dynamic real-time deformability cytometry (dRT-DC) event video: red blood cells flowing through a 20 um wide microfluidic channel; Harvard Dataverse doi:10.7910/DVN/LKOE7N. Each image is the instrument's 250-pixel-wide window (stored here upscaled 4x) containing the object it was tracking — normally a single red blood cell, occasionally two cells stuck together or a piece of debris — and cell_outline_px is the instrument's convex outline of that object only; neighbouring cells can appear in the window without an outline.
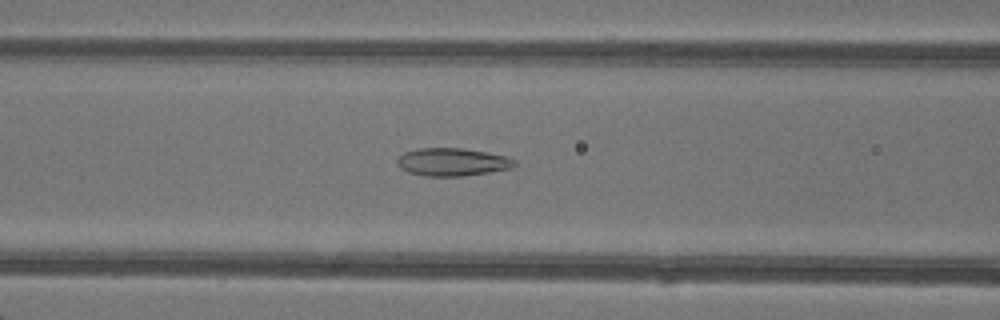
{"species": "common noctule bat (a hibernating species)", "species_latin": "Nyctalus noctula", "temperature_condition": "warm", "stored_images_in_passage": 35, "camera_frame_rate_fps": 3000, "um_per_image_px": 0.085, "animal": {"sex": "female"}, "frame": {"image": 1, "passage_image": 7, "time_ms": 2.0, "image_size_px": [1000, 320], "cell_outline_px": [[516, 164], [512, 168], [488, 172], [460, 176], [428, 176], [408, 172], [400, 168], [396, 164], [396, 160], [404, 152], [416, 148], [464, 148], [508, 156], [516, 160]], "centroid_in_image_um": [38.44, 13.76], "position_along_channel_um": 128.2, "area_um2": 19.13}}
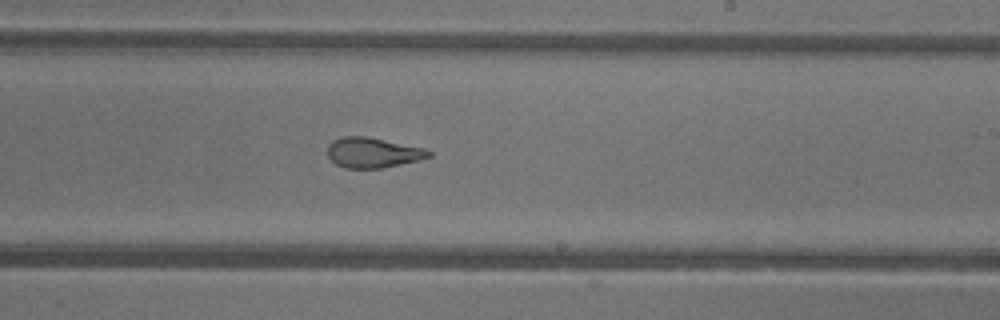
{"frame": {"image": 2, "passage_image": 16, "time_ms": 5.0, "image_size_px": [1000, 320], "cell_outline_px": [[432, 156], [420, 160], [380, 168], [344, 168], [336, 164], [328, 156], [328, 144], [332, 140], [340, 136], [368, 136], [424, 148], [432, 152]], "centroid_in_image_um": [31.68, 12.96], "position_along_channel_um": 257.3, "area_um2": 17.92}}
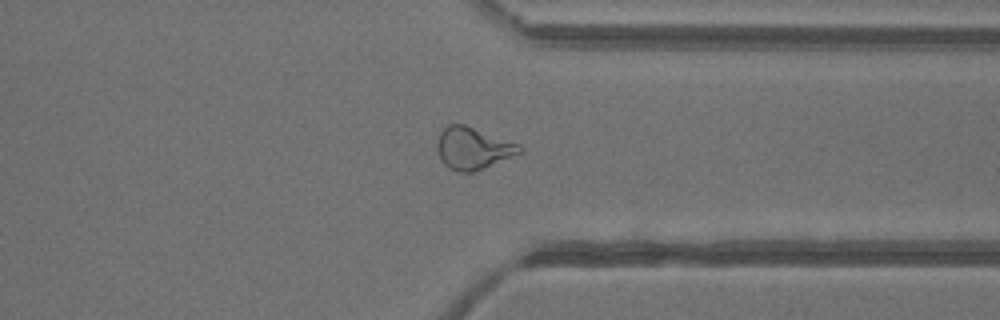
{"frame": {"image": 3, "passage_image": 24, "time_ms": 7.667, "image_size_px": [1000, 320], "cell_outline_px": [[524, 152], [484, 168], [472, 172], [456, 172], [448, 168], [440, 160], [436, 152], [436, 144], [440, 132], [448, 124], [464, 124], [520, 144], [524, 148]], "centroid_in_image_um": [40.19, 12.61], "position_along_channel_um": 371.2, "area_um2": 20.52}, "authors_computed_cell_mechanics": {"area_um2": 19.1896, "velocity_mm_per_s": 4.3082, "shape_relaxation_time_tau1_ms": 9.7413, "shape_relaxation_time_tau2_ms": 0.9876, "deformation_change_tau1": 0.2749, "deformation_change_tau2": 0.0886}}